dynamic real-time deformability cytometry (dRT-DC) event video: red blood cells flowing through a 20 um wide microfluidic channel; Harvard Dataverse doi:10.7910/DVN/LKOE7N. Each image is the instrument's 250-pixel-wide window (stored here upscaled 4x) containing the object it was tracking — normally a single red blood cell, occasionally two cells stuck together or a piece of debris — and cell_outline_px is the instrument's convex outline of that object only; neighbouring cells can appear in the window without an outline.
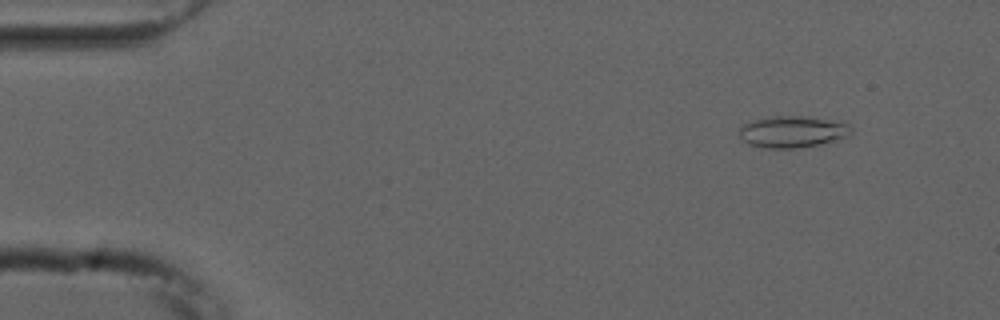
{"species": "common noctule bat (a hibernating species)", "species_latin": "Nyctalus noctula", "temperature_condition": "cold", "stored_images_in_passage": 53, "camera_frame_rate_fps": 3000, "um_per_image_px": 0.085, "animal": {"sex": "male", "forearm_length_mm": 52.5}, "frame": {"image": 1, "passage_image": 5, "time_ms": 1.333, "image_size_px": [1000, 320], "cell_outline_px": [[852, 132], [848, 136], [820, 144], [792, 148], [764, 148], [748, 144], [740, 136], [740, 128], [744, 124], [756, 120], [772, 116], [800, 116], [844, 120], [852, 128]], "centroid_in_image_um": [67.43, 11.18], "position_along_channel_um": 17.6, "area_um2": 20.63}}
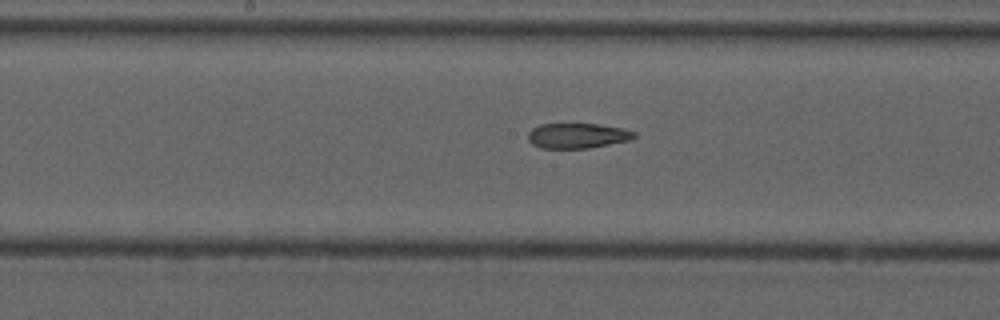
{"frame": {"image": 2, "passage_image": 27, "time_ms": 8.667, "image_size_px": [1000, 320], "cell_outline_px": [[636, 136], [632, 140], [588, 148], [540, 148], [532, 144], [528, 140], [528, 132], [532, 128], [540, 124], [600, 124], [624, 128], [636, 132]], "centroid_in_image_um": [49.1, 11.53], "position_along_channel_um": 199.1, "area_um2": 15.72}}
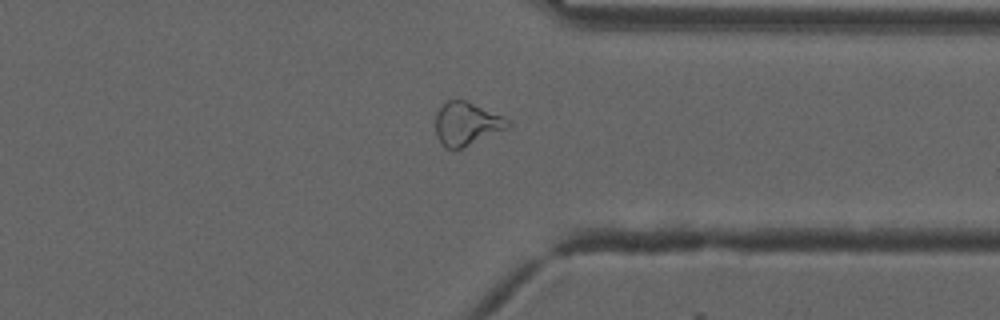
{"frame": {"image": 3, "passage_image": 41, "time_ms": 13.333, "image_size_px": [1000, 320], "cell_outline_px": [[512, 124], [508, 128], [464, 148], [444, 148], [436, 136], [436, 112], [448, 100], [468, 100], [512, 120]], "centroid_in_image_um": [39.7, 10.52], "position_along_channel_um": 371.7, "area_um2": 18.5}, "authors_computed_cell_mechanics": {"area_um2": 18.496, "velocity_mm_per_s": 3.763, "shape_relaxation_time_tau1_ms": null, "shape_relaxation_time_tau2_ms": 6.4991, "deformation_change_tau1": null, "deformation_change_tau2": 0.1632}}